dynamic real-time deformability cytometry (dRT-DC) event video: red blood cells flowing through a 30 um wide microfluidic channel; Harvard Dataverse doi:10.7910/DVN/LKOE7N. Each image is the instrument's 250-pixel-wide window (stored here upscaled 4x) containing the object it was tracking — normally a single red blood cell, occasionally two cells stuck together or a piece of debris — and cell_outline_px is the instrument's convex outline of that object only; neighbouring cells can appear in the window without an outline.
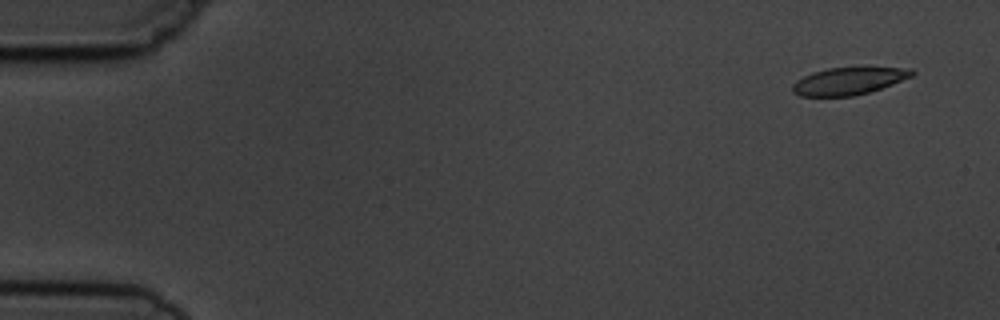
{"species": "common noctule bat (a hibernating species)", "species_latin": "Nyctalus noctula", "temperature_condition": "cold", "stored_images_in_passage": 5, "camera_frame_rate_fps": 3000, "um_per_image_px": 0.085, "animal": {"sex": "male", "body_mass_g": 19.5, "forearm_length_mm": 54.6}, "frame": {"image": 1, "passage_image": 1, "time_ms": 0.0, "image_size_px": [1000, 320], "cell_outline_px": [[916, 72], [912, 76], [892, 84], [868, 92], [852, 96], [800, 96], [792, 92], [792, 84], [796, 80], [812, 72], [828, 68], [868, 64], [912, 68]], "centroid_in_image_um": [72.21, 6.82], "position_along_channel_um": 12.8, "area_um2": 20.0}}
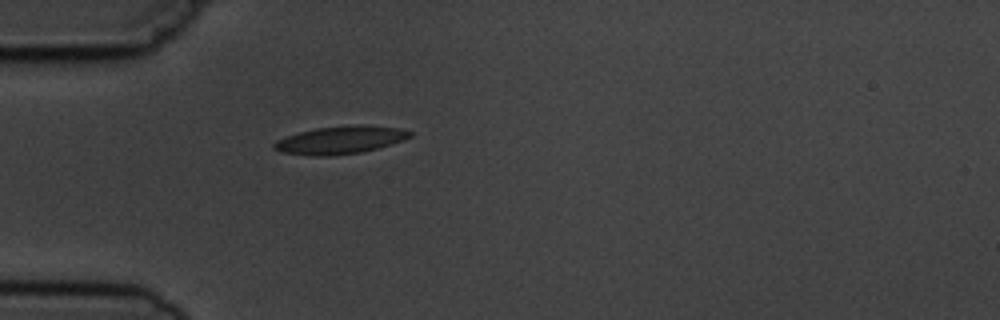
{"frame": {"image": 2, "passage_image": 5, "time_ms": 4.333, "image_size_px": [1000, 320], "cell_outline_px": [[412, 136], [404, 140], [376, 148], [360, 152], [332, 156], [312, 156], [280, 152], [272, 148], [272, 144], [276, 140], [300, 132], [316, 128], [352, 124], [356, 124], [400, 128], [412, 132]], "centroid_in_image_um": [28.9, 11.9], "position_along_channel_um": 56.1, "area_um2": 22.02}}